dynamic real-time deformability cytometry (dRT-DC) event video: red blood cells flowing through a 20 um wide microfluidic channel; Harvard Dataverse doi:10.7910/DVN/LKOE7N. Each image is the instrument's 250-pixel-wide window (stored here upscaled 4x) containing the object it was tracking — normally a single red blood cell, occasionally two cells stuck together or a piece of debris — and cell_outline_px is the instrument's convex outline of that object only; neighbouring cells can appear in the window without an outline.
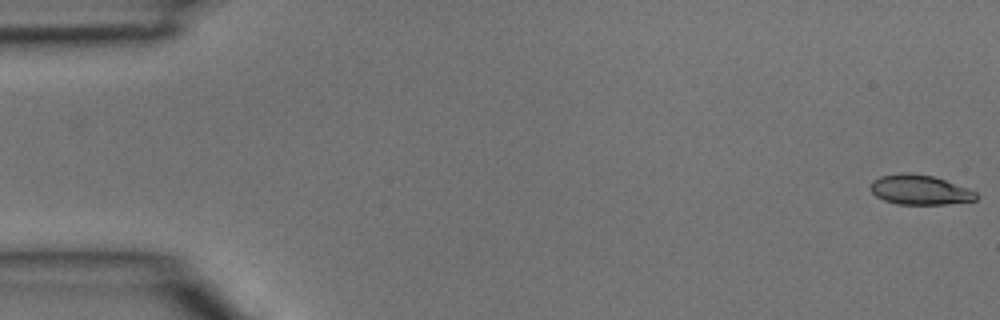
{"species": "common noctule bat (a hibernating species)", "species_latin": "Nyctalus noctula", "temperature_condition": "room temperature", "stored_images_in_passage": 5, "camera_frame_rate_fps": 3000, "um_per_image_px": 0.085, "animal": {"sex": "male", "body_mass_g": 15.6}, "frame": {"image": 1, "passage_image": 1, "time_ms": 0.0, "image_size_px": [1000, 320], "cell_outline_px": [[980, 196], [976, 200], [948, 204], [896, 204], [884, 200], [876, 196], [872, 192], [872, 180], [880, 176], [900, 172], [908, 172], [932, 176], [968, 188], [976, 192]], "centroid_in_image_um": [78.19, 16.13], "position_along_channel_um": 6.8, "area_um2": 18.32}}